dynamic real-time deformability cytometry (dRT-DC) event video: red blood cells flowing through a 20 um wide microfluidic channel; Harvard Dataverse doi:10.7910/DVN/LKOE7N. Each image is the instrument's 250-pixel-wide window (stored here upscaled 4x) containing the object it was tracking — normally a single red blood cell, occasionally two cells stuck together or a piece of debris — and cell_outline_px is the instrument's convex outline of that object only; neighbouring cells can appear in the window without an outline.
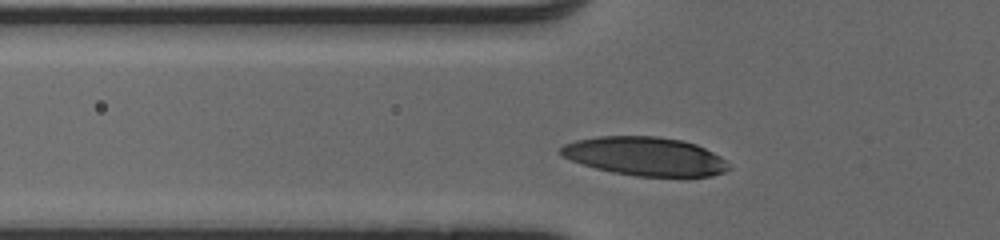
{"species": "human", "species_latin": "Homo sapiens", "temperature_condition": "cold", "stored_images_in_passage": 30, "camera_frame_rate_fps": 3000, "um_per_image_px": 0.085, "donor": {"sex": "male"}, "frame": {"image": 1, "passage_image": 5, "time_ms": 1.333, "image_size_px": [1000, 240], "cell_outline_px": [[728, 168], [724, 172], [712, 176], [680, 180], [636, 176], [612, 172], [596, 168], [560, 156], [560, 148], [564, 144], [576, 140], [600, 136], [656, 136], [680, 140], [696, 144], [720, 156], [724, 160]], "centroid_in_image_um": [54.87, 13.33], "position_along_channel_um": 70.9, "area_um2": 38.55}}
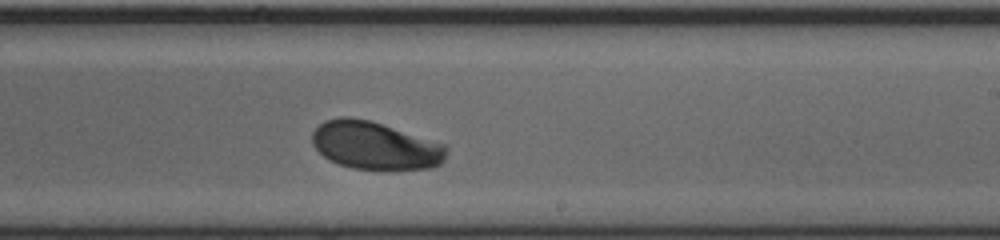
{"frame": {"image": 2, "passage_image": 19, "time_ms": 6.0, "image_size_px": [1000, 240], "cell_outline_px": [[448, 152], [444, 160], [440, 164], [432, 168], [352, 168], [328, 160], [312, 144], [312, 132], [324, 120], [340, 116], [348, 116], [368, 120], [448, 144]], "centroid_in_image_um": [31.9, 12.35], "position_along_channel_um": 257.1, "area_um2": 37.28}}
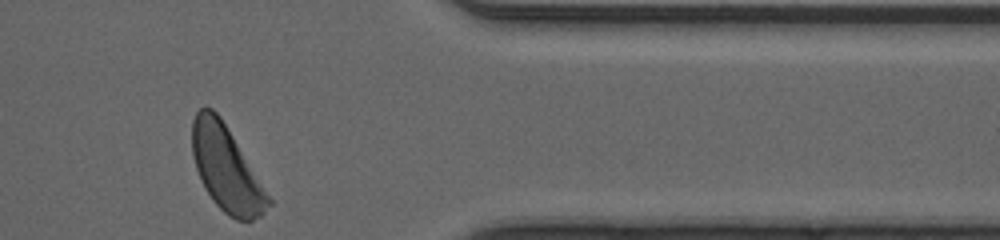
{"frame": {"image": 3, "passage_image": 30, "time_ms": 9.667, "image_size_px": [1000, 240], "cell_outline_px": [[272, 204], [260, 216], [252, 220], [236, 220], [228, 216], [212, 200], [200, 180], [192, 156], [192, 120], [196, 112], [200, 108], [212, 108], [220, 116], [272, 200]], "centroid_in_image_um": [19.22, 14.35], "position_along_channel_um": 392.2, "area_um2": 37.34}, "authors_computed_cell_mechanics": {"area_um2": 37.3966, "velocity_mm_per_s": 4.0399, "shape_relaxation_time_tau1_ms": 4.4592, "shape_relaxation_time_tau2_ms": null, "deformation_change_tau1": 0.1979, "deformation_change_tau2": null}}